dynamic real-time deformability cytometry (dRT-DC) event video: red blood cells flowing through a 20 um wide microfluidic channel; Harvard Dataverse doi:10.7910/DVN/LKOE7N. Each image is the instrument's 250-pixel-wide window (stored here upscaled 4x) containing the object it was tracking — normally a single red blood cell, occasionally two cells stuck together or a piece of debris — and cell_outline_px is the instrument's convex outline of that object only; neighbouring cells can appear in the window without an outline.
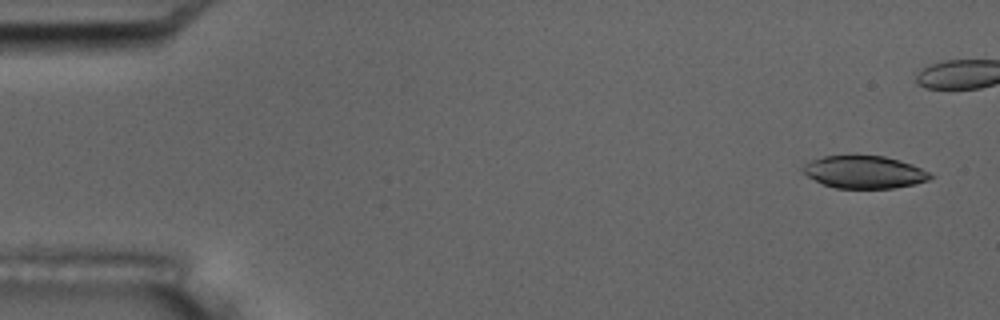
{"species": "common noctule bat (a hibernating species)", "species_latin": "Nyctalus noctula", "temperature_condition": "room temperature", "stored_images_in_passage": 4, "camera_frame_rate_fps": 3000, "um_per_image_px": 0.085, "animal": {"sex": "male", "body_mass_g": 17.5, "forearm_length_mm": 52.3}, "frame": {"image": 1, "passage_image": 1, "time_ms": 0.0, "image_size_px": [1000, 320], "cell_outline_px": [[936, 176], [928, 180], [916, 184], [892, 188], [836, 188], [824, 184], [808, 176], [800, 168], [804, 164], [812, 160], [824, 156], [884, 156], [900, 160], [912, 164]], "centroid_in_image_um": [73.49, 14.63], "position_along_channel_um": 11.5, "area_um2": 23.99}}